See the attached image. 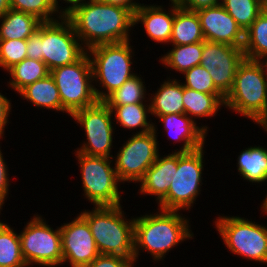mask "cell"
<instances>
[{
    "mask_svg": "<svg viewBox=\"0 0 267 267\" xmlns=\"http://www.w3.org/2000/svg\"><path fill=\"white\" fill-rule=\"evenodd\" d=\"M64 16L86 50L132 40L131 34L135 32L134 14L130 10L97 0H84Z\"/></svg>",
    "mask_w": 267,
    "mask_h": 267,
    "instance_id": "1",
    "label": "cell"
},
{
    "mask_svg": "<svg viewBox=\"0 0 267 267\" xmlns=\"http://www.w3.org/2000/svg\"><path fill=\"white\" fill-rule=\"evenodd\" d=\"M135 216L134 220V264L144 252L152 257L154 264L163 263L169 252L180 244L192 240L194 233L191 221L182 211L153 209ZM155 210H157L155 212ZM191 224V225H190ZM176 246V247H175ZM142 253V254H140ZM158 262V263H157Z\"/></svg>",
    "mask_w": 267,
    "mask_h": 267,
    "instance_id": "2",
    "label": "cell"
},
{
    "mask_svg": "<svg viewBox=\"0 0 267 267\" xmlns=\"http://www.w3.org/2000/svg\"><path fill=\"white\" fill-rule=\"evenodd\" d=\"M224 109L253 121L267 133V75L260 61L245 58L239 65Z\"/></svg>",
    "mask_w": 267,
    "mask_h": 267,
    "instance_id": "3",
    "label": "cell"
},
{
    "mask_svg": "<svg viewBox=\"0 0 267 267\" xmlns=\"http://www.w3.org/2000/svg\"><path fill=\"white\" fill-rule=\"evenodd\" d=\"M122 204L93 206L79 214L88 222L101 255L134 258V220L126 215Z\"/></svg>",
    "mask_w": 267,
    "mask_h": 267,
    "instance_id": "4",
    "label": "cell"
},
{
    "mask_svg": "<svg viewBox=\"0 0 267 267\" xmlns=\"http://www.w3.org/2000/svg\"><path fill=\"white\" fill-rule=\"evenodd\" d=\"M133 40L101 44L87 50L93 72V86L98 101H103L114 90L138 72ZM135 49V50H134Z\"/></svg>",
    "mask_w": 267,
    "mask_h": 267,
    "instance_id": "5",
    "label": "cell"
},
{
    "mask_svg": "<svg viewBox=\"0 0 267 267\" xmlns=\"http://www.w3.org/2000/svg\"><path fill=\"white\" fill-rule=\"evenodd\" d=\"M213 223L230 254L253 264L267 266V223L259 224L252 218L224 213H219Z\"/></svg>",
    "mask_w": 267,
    "mask_h": 267,
    "instance_id": "6",
    "label": "cell"
},
{
    "mask_svg": "<svg viewBox=\"0 0 267 267\" xmlns=\"http://www.w3.org/2000/svg\"><path fill=\"white\" fill-rule=\"evenodd\" d=\"M75 159L82 181L83 198L93 206H117L123 204L125 190L118 178L113 158L90 156L75 151ZM124 191V193H123ZM123 196H122V195Z\"/></svg>",
    "mask_w": 267,
    "mask_h": 267,
    "instance_id": "7",
    "label": "cell"
},
{
    "mask_svg": "<svg viewBox=\"0 0 267 267\" xmlns=\"http://www.w3.org/2000/svg\"><path fill=\"white\" fill-rule=\"evenodd\" d=\"M206 147L188 153L178 152V166L174 169L168 193L157 203L156 208L186 213L193 210L198 196H202L203 172L207 164L204 158Z\"/></svg>",
    "mask_w": 267,
    "mask_h": 267,
    "instance_id": "8",
    "label": "cell"
},
{
    "mask_svg": "<svg viewBox=\"0 0 267 267\" xmlns=\"http://www.w3.org/2000/svg\"><path fill=\"white\" fill-rule=\"evenodd\" d=\"M38 212L19 232L23 258L28 267H60L62 265V237L60 225L53 228Z\"/></svg>",
    "mask_w": 267,
    "mask_h": 267,
    "instance_id": "9",
    "label": "cell"
},
{
    "mask_svg": "<svg viewBox=\"0 0 267 267\" xmlns=\"http://www.w3.org/2000/svg\"><path fill=\"white\" fill-rule=\"evenodd\" d=\"M158 122H153V130L144 134H130L113 156L114 167L123 184L138 182L155 163L160 154ZM119 149V150H117ZM160 149V150H159Z\"/></svg>",
    "mask_w": 267,
    "mask_h": 267,
    "instance_id": "10",
    "label": "cell"
},
{
    "mask_svg": "<svg viewBox=\"0 0 267 267\" xmlns=\"http://www.w3.org/2000/svg\"><path fill=\"white\" fill-rule=\"evenodd\" d=\"M50 75L58 88L63 113L67 116L98 101L93 86L91 60L87 52L75 63L54 68Z\"/></svg>",
    "mask_w": 267,
    "mask_h": 267,
    "instance_id": "11",
    "label": "cell"
},
{
    "mask_svg": "<svg viewBox=\"0 0 267 267\" xmlns=\"http://www.w3.org/2000/svg\"><path fill=\"white\" fill-rule=\"evenodd\" d=\"M70 117L75 124L80 125L86 137L73 151L90 156L113 158L112 149H116L114 134L117 128L114 125L111 109L103 101H97L94 105L78 110Z\"/></svg>",
    "mask_w": 267,
    "mask_h": 267,
    "instance_id": "12",
    "label": "cell"
},
{
    "mask_svg": "<svg viewBox=\"0 0 267 267\" xmlns=\"http://www.w3.org/2000/svg\"><path fill=\"white\" fill-rule=\"evenodd\" d=\"M86 52L64 15L58 20L41 23V53L49 71L75 63Z\"/></svg>",
    "mask_w": 267,
    "mask_h": 267,
    "instance_id": "13",
    "label": "cell"
},
{
    "mask_svg": "<svg viewBox=\"0 0 267 267\" xmlns=\"http://www.w3.org/2000/svg\"><path fill=\"white\" fill-rule=\"evenodd\" d=\"M244 59L241 47L203 41L200 65L209 72L215 87L224 96L231 90L237 69Z\"/></svg>",
    "mask_w": 267,
    "mask_h": 267,
    "instance_id": "14",
    "label": "cell"
},
{
    "mask_svg": "<svg viewBox=\"0 0 267 267\" xmlns=\"http://www.w3.org/2000/svg\"><path fill=\"white\" fill-rule=\"evenodd\" d=\"M60 225L64 267H85L100 255L90 226L79 213Z\"/></svg>",
    "mask_w": 267,
    "mask_h": 267,
    "instance_id": "15",
    "label": "cell"
},
{
    "mask_svg": "<svg viewBox=\"0 0 267 267\" xmlns=\"http://www.w3.org/2000/svg\"><path fill=\"white\" fill-rule=\"evenodd\" d=\"M196 12L205 41L243 48L244 31L221 3Z\"/></svg>",
    "mask_w": 267,
    "mask_h": 267,
    "instance_id": "16",
    "label": "cell"
},
{
    "mask_svg": "<svg viewBox=\"0 0 267 267\" xmlns=\"http://www.w3.org/2000/svg\"><path fill=\"white\" fill-rule=\"evenodd\" d=\"M141 2L142 4L134 14V28L141 24L149 41H154L155 45H163V48L167 45L169 47L174 23L175 1H169V6L163 2L160 5L152 4V2L146 4L143 0Z\"/></svg>",
    "mask_w": 267,
    "mask_h": 267,
    "instance_id": "17",
    "label": "cell"
},
{
    "mask_svg": "<svg viewBox=\"0 0 267 267\" xmlns=\"http://www.w3.org/2000/svg\"><path fill=\"white\" fill-rule=\"evenodd\" d=\"M158 122L163 125L164 134L167 135V140L170 144L178 146L172 152L188 153L200 149L205 146L207 142V134L200 125L196 124L190 117L184 114H170L157 117L153 122ZM170 139V140H169ZM175 143H182L176 145Z\"/></svg>",
    "mask_w": 267,
    "mask_h": 267,
    "instance_id": "18",
    "label": "cell"
},
{
    "mask_svg": "<svg viewBox=\"0 0 267 267\" xmlns=\"http://www.w3.org/2000/svg\"><path fill=\"white\" fill-rule=\"evenodd\" d=\"M178 166V152L160 153L155 163L138 182L137 194L151 196L157 204L167 193L172 182L174 169Z\"/></svg>",
    "mask_w": 267,
    "mask_h": 267,
    "instance_id": "19",
    "label": "cell"
},
{
    "mask_svg": "<svg viewBox=\"0 0 267 267\" xmlns=\"http://www.w3.org/2000/svg\"><path fill=\"white\" fill-rule=\"evenodd\" d=\"M171 74L170 72L166 79H162V83L160 82L155 92L149 93L148 100L152 120L163 115L184 114L183 84L178 75L177 78L176 75L172 74L171 76Z\"/></svg>",
    "mask_w": 267,
    "mask_h": 267,
    "instance_id": "20",
    "label": "cell"
},
{
    "mask_svg": "<svg viewBox=\"0 0 267 267\" xmlns=\"http://www.w3.org/2000/svg\"><path fill=\"white\" fill-rule=\"evenodd\" d=\"M223 94H206L183 86L184 113L208 134L210 127L200 122V119H212L224 107ZM221 109V110H220ZM196 119V120H195ZM199 122H198V120Z\"/></svg>",
    "mask_w": 267,
    "mask_h": 267,
    "instance_id": "21",
    "label": "cell"
},
{
    "mask_svg": "<svg viewBox=\"0 0 267 267\" xmlns=\"http://www.w3.org/2000/svg\"><path fill=\"white\" fill-rule=\"evenodd\" d=\"M253 145L243 147L238 153L236 167L241 179L258 188L264 183L267 185V148L265 145Z\"/></svg>",
    "mask_w": 267,
    "mask_h": 267,
    "instance_id": "22",
    "label": "cell"
},
{
    "mask_svg": "<svg viewBox=\"0 0 267 267\" xmlns=\"http://www.w3.org/2000/svg\"><path fill=\"white\" fill-rule=\"evenodd\" d=\"M108 107L111 109L115 128L120 127L132 134H144L153 130L149 103Z\"/></svg>",
    "mask_w": 267,
    "mask_h": 267,
    "instance_id": "23",
    "label": "cell"
},
{
    "mask_svg": "<svg viewBox=\"0 0 267 267\" xmlns=\"http://www.w3.org/2000/svg\"><path fill=\"white\" fill-rule=\"evenodd\" d=\"M18 95L19 98H22L21 100H26L32 104L30 106H34L38 110L45 109L63 113L59 91L50 74L23 88Z\"/></svg>",
    "mask_w": 267,
    "mask_h": 267,
    "instance_id": "24",
    "label": "cell"
},
{
    "mask_svg": "<svg viewBox=\"0 0 267 267\" xmlns=\"http://www.w3.org/2000/svg\"><path fill=\"white\" fill-rule=\"evenodd\" d=\"M205 41L196 11L180 8L175 1V15L169 45H187Z\"/></svg>",
    "mask_w": 267,
    "mask_h": 267,
    "instance_id": "25",
    "label": "cell"
},
{
    "mask_svg": "<svg viewBox=\"0 0 267 267\" xmlns=\"http://www.w3.org/2000/svg\"><path fill=\"white\" fill-rule=\"evenodd\" d=\"M172 47L159 56L158 62L167 71L183 74L186 70L200 65L203 52V42L187 45H171ZM170 69V70H169Z\"/></svg>",
    "mask_w": 267,
    "mask_h": 267,
    "instance_id": "26",
    "label": "cell"
},
{
    "mask_svg": "<svg viewBox=\"0 0 267 267\" xmlns=\"http://www.w3.org/2000/svg\"><path fill=\"white\" fill-rule=\"evenodd\" d=\"M41 23L33 15L9 9L0 18V40H27Z\"/></svg>",
    "mask_w": 267,
    "mask_h": 267,
    "instance_id": "27",
    "label": "cell"
},
{
    "mask_svg": "<svg viewBox=\"0 0 267 267\" xmlns=\"http://www.w3.org/2000/svg\"><path fill=\"white\" fill-rule=\"evenodd\" d=\"M6 73L9 75V80L6 81L7 85L5 86L18 94L28 85L45 78L50 71L43 61L25 58Z\"/></svg>",
    "mask_w": 267,
    "mask_h": 267,
    "instance_id": "28",
    "label": "cell"
},
{
    "mask_svg": "<svg viewBox=\"0 0 267 267\" xmlns=\"http://www.w3.org/2000/svg\"><path fill=\"white\" fill-rule=\"evenodd\" d=\"M139 71L132 76L130 79L125 81V83L118 89L114 90L109 94L103 102L107 106H121V105H131L135 103H149L147 96L149 92L147 91V86L145 83V78L142 77ZM144 78V79H143ZM148 92V93H147Z\"/></svg>",
    "mask_w": 267,
    "mask_h": 267,
    "instance_id": "29",
    "label": "cell"
},
{
    "mask_svg": "<svg viewBox=\"0 0 267 267\" xmlns=\"http://www.w3.org/2000/svg\"><path fill=\"white\" fill-rule=\"evenodd\" d=\"M11 226L6 220H0V267H28L22 255L19 233Z\"/></svg>",
    "mask_w": 267,
    "mask_h": 267,
    "instance_id": "30",
    "label": "cell"
},
{
    "mask_svg": "<svg viewBox=\"0 0 267 267\" xmlns=\"http://www.w3.org/2000/svg\"><path fill=\"white\" fill-rule=\"evenodd\" d=\"M243 52L249 60L260 61L267 55V16L263 13L244 31Z\"/></svg>",
    "mask_w": 267,
    "mask_h": 267,
    "instance_id": "31",
    "label": "cell"
},
{
    "mask_svg": "<svg viewBox=\"0 0 267 267\" xmlns=\"http://www.w3.org/2000/svg\"><path fill=\"white\" fill-rule=\"evenodd\" d=\"M221 4L243 31L247 30L261 13V0H222Z\"/></svg>",
    "mask_w": 267,
    "mask_h": 267,
    "instance_id": "32",
    "label": "cell"
},
{
    "mask_svg": "<svg viewBox=\"0 0 267 267\" xmlns=\"http://www.w3.org/2000/svg\"><path fill=\"white\" fill-rule=\"evenodd\" d=\"M10 9L33 15L41 22L55 21L63 16L53 0H10Z\"/></svg>",
    "mask_w": 267,
    "mask_h": 267,
    "instance_id": "33",
    "label": "cell"
},
{
    "mask_svg": "<svg viewBox=\"0 0 267 267\" xmlns=\"http://www.w3.org/2000/svg\"><path fill=\"white\" fill-rule=\"evenodd\" d=\"M180 78L179 80L182 82L183 86L189 89L206 94H222L215 87L209 72L201 65L186 70Z\"/></svg>",
    "mask_w": 267,
    "mask_h": 267,
    "instance_id": "34",
    "label": "cell"
},
{
    "mask_svg": "<svg viewBox=\"0 0 267 267\" xmlns=\"http://www.w3.org/2000/svg\"><path fill=\"white\" fill-rule=\"evenodd\" d=\"M25 58L26 40H0V69L5 73Z\"/></svg>",
    "mask_w": 267,
    "mask_h": 267,
    "instance_id": "35",
    "label": "cell"
},
{
    "mask_svg": "<svg viewBox=\"0 0 267 267\" xmlns=\"http://www.w3.org/2000/svg\"><path fill=\"white\" fill-rule=\"evenodd\" d=\"M1 141V140H0ZM0 144H2L0 142ZM0 145V206L2 208L5 207V203L7 202V198L9 197V194L11 193L10 186L12 185L10 180V169L7 165V162L4 157L3 150L1 149ZM10 192V193H9Z\"/></svg>",
    "mask_w": 267,
    "mask_h": 267,
    "instance_id": "36",
    "label": "cell"
},
{
    "mask_svg": "<svg viewBox=\"0 0 267 267\" xmlns=\"http://www.w3.org/2000/svg\"><path fill=\"white\" fill-rule=\"evenodd\" d=\"M85 267H135L134 258H125L118 255H99Z\"/></svg>",
    "mask_w": 267,
    "mask_h": 267,
    "instance_id": "37",
    "label": "cell"
},
{
    "mask_svg": "<svg viewBox=\"0 0 267 267\" xmlns=\"http://www.w3.org/2000/svg\"><path fill=\"white\" fill-rule=\"evenodd\" d=\"M12 99L2 93L0 90V140H6L5 138V129H8L7 126L11 123L9 121L10 115H12ZM6 127V128H5Z\"/></svg>",
    "mask_w": 267,
    "mask_h": 267,
    "instance_id": "38",
    "label": "cell"
},
{
    "mask_svg": "<svg viewBox=\"0 0 267 267\" xmlns=\"http://www.w3.org/2000/svg\"><path fill=\"white\" fill-rule=\"evenodd\" d=\"M27 58L43 61L41 53V24L26 40Z\"/></svg>",
    "mask_w": 267,
    "mask_h": 267,
    "instance_id": "39",
    "label": "cell"
},
{
    "mask_svg": "<svg viewBox=\"0 0 267 267\" xmlns=\"http://www.w3.org/2000/svg\"><path fill=\"white\" fill-rule=\"evenodd\" d=\"M177 5L185 10L197 11L221 3V0H176Z\"/></svg>",
    "mask_w": 267,
    "mask_h": 267,
    "instance_id": "40",
    "label": "cell"
},
{
    "mask_svg": "<svg viewBox=\"0 0 267 267\" xmlns=\"http://www.w3.org/2000/svg\"><path fill=\"white\" fill-rule=\"evenodd\" d=\"M99 2L110 4L114 6H119L125 9L130 10L135 14L136 10L140 7L142 3L139 0H97Z\"/></svg>",
    "mask_w": 267,
    "mask_h": 267,
    "instance_id": "41",
    "label": "cell"
},
{
    "mask_svg": "<svg viewBox=\"0 0 267 267\" xmlns=\"http://www.w3.org/2000/svg\"><path fill=\"white\" fill-rule=\"evenodd\" d=\"M82 1L84 0H53L55 7L62 15L67 14L74 6L80 4ZM62 3H66V6Z\"/></svg>",
    "mask_w": 267,
    "mask_h": 267,
    "instance_id": "42",
    "label": "cell"
},
{
    "mask_svg": "<svg viewBox=\"0 0 267 267\" xmlns=\"http://www.w3.org/2000/svg\"><path fill=\"white\" fill-rule=\"evenodd\" d=\"M10 9V0H0V18Z\"/></svg>",
    "mask_w": 267,
    "mask_h": 267,
    "instance_id": "43",
    "label": "cell"
},
{
    "mask_svg": "<svg viewBox=\"0 0 267 267\" xmlns=\"http://www.w3.org/2000/svg\"><path fill=\"white\" fill-rule=\"evenodd\" d=\"M267 192V190H266ZM263 201L261 202L260 204V210L261 211V214L260 215H265L264 217L267 216V194H265V196L263 197Z\"/></svg>",
    "mask_w": 267,
    "mask_h": 267,
    "instance_id": "44",
    "label": "cell"
},
{
    "mask_svg": "<svg viewBox=\"0 0 267 267\" xmlns=\"http://www.w3.org/2000/svg\"><path fill=\"white\" fill-rule=\"evenodd\" d=\"M261 13L267 16V0H261Z\"/></svg>",
    "mask_w": 267,
    "mask_h": 267,
    "instance_id": "45",
    "label": "cell"
},
{
    "mask_svg": "<svg viewBox=\"0 0 267 267\" xmlns=\"http://www.w3.org/2000/svg\"><path fill=\"white\" fill-rule=\"evenodd\" d=\"M260 62L263 64L264 69H265V72H266V75H267V55L264 56V57L260 60Z\"/></svg>",
    "mask_w": 267,
    "mask_h": 267,
    "instance_id": "46",
    "label": "cell"
}]
</instances>
